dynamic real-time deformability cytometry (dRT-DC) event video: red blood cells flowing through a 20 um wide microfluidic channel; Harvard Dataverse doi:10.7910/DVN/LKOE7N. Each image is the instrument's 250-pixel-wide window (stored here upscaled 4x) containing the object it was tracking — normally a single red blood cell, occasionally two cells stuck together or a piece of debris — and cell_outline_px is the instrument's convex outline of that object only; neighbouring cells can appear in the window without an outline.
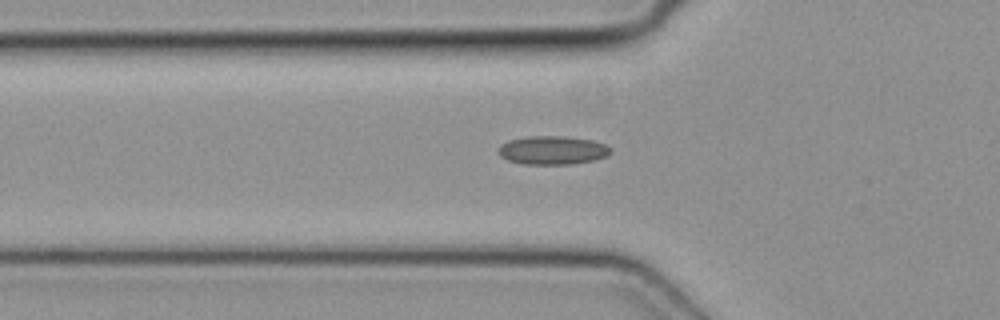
{"species": "common noctule bat (a hibernating species)", "species_latin": "Nyctalus noctula", "temperature_condition": "cold", "stored_images_in_passage": 44, "camera_frame_rate_fps": 3000, "um_per_image_px": 0.085, "animal": {"sex": "female", "body_mass_g": 19.3, "forearm_length_mm": 54.1}, "frame": {"image": 1, "passage_image": 12, "time_ms": 3.667, "image_size_px": [1000, 320], "cell_outline_px": [[612, 152], [608, 156], [592, 160], [572, 164], [524, 164], [508, 160], [500, 156], [496, 152], [500, 144], [508, 140], [528, 136], [560, 136], [592, 140], [604, 144], [612, 148]], "centroid_in_image_um": [46.94, 12.77], "position_along_channel_um": 78.9, "area_um2": 18.79}}
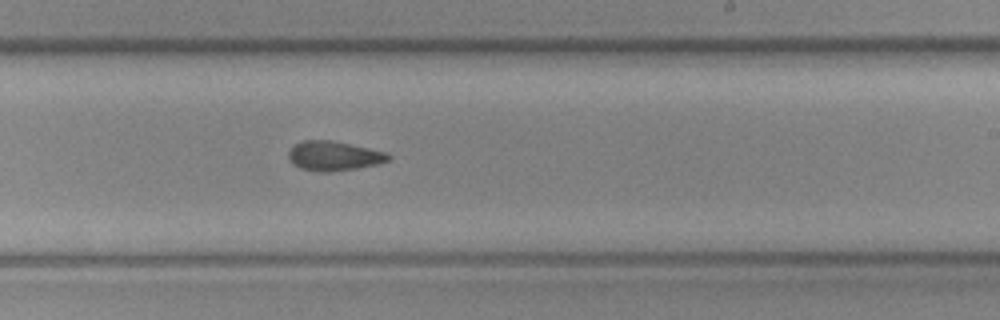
{"frame": {"image": 2, "passage_image": 25, "time_ms": 8.0, "image_size_px": [1000, 320], "cell_outline_px": [[392, 160], [380, 164], [356, 168], [328, 172], [320, 172], [300, 168], [292, 164], [288, 160], [288, 152], [296, 144], [304, 140], [332, 140], [388, 152], [392, 156]], "centroid_in_image_um": [28.42, 13.26], "position_along_channel_um": 260.6, "area_um2": 17.4}}
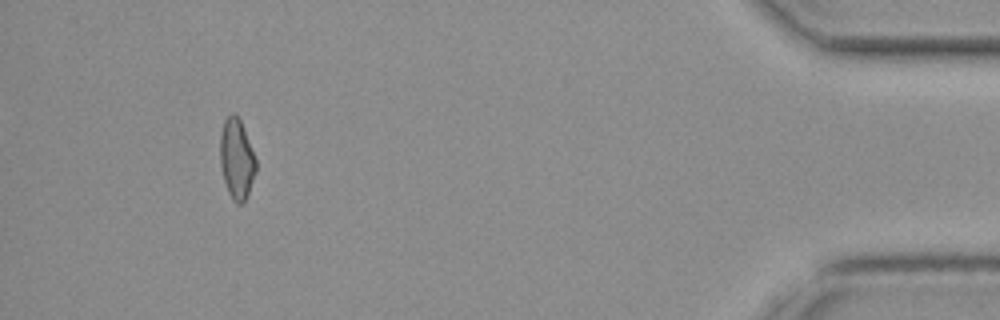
{"frame": {"image": 3, "passage_image": 41, "time_ms": 13.333, "image_size_px": [1000, 320], "cell_outline_px": [[256, 172], [244, 204], [236, 204], [232, 200], [228, 192], [224, 180], [220, 164], [220, 132], [224, 120], [232, 112], [240, 120], [256, 160]], "centroid_in_image_um": [20.1, 13.55], "position_along_channel_um": 415.1, "area_um2": 16.7}}